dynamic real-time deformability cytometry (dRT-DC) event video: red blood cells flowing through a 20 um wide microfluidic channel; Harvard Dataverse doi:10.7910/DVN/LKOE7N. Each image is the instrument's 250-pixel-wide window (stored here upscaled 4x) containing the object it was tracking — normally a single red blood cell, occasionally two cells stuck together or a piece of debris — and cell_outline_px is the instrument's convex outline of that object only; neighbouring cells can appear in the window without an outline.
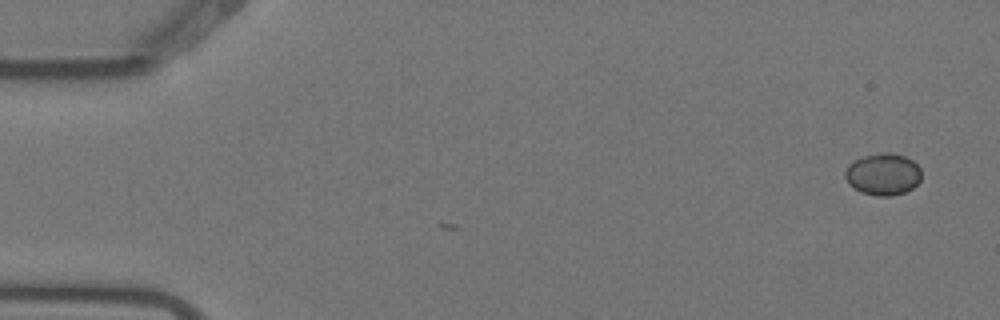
{"species": "Egyptian fruit bat (a non-hibernating species)", "species_latin": "Rousettus aegyptiacus", "temperature_condition": "warm", "stored_images_in_passage": 3, "camera_frame_rate_fps": 3000, "um_per_image_px": 0.085, "animal": {"sex": "female"}, "frame": {"image": 1, "passage_image": 1, "time_ms": 0.0, "image_size_px": [1000, 320], "cell_outline_px": [[920, 180], [912, 188], [904, 192], [888, 196], [876, 196], [860, 192], [848, 184], [844, 176], [844, 172], [848, 164], [852, 160], [864, 156], [880, 152], [888, 152], [904, 156], [912, 160], [920, 168]], "centroid_in_image_um": [75.01, 14.8], "position_along_channel_um": 10.0, "area_um2": 18.73}}